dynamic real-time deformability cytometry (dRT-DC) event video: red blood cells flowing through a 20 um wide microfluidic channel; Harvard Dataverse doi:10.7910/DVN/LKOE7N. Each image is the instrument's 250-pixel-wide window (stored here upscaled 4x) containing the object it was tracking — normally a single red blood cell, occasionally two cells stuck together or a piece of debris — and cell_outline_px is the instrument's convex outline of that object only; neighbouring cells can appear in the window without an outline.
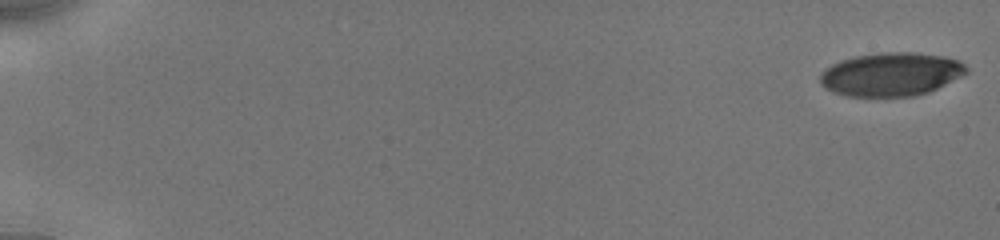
{"species": "human", "species_latin": "Homo sapiens", "temperature_condition": "cold", "stored_images_in_passage": 52, "camera_frame_rate_fps": 3000, "um_per_image_px": 0.085, "donor": {"sex": "male"}, "frame": {"image": 1, "passage_image": 1, "time_ms": 0.0, "image_size_px": [1000, 240], "cell_outline_px": [[968, 72], [928, 92], [912, 96], [848, 96], [824, 88], [820, 84], [820, 72], [832, 64], [840, 60], [856, 56], [884, 52], [912, 52], [944, 56], [960, 60], [968, 68]], "centroid_in_image_um": [75.72, 6.3], "position_along_channel_um": 9.3, "area_um2": 36.88}}
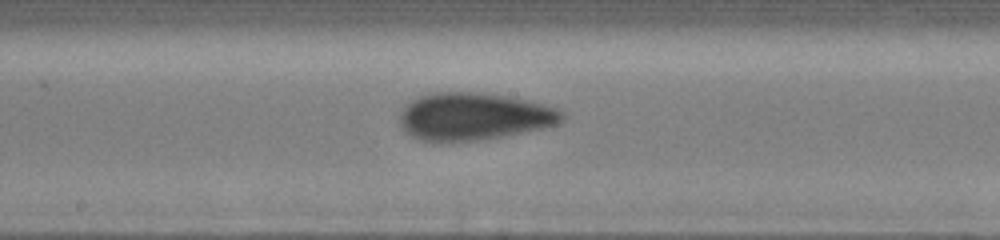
{"frame": {"image": 2, "passage_image": 30, "time_ms": 10.0, "image_size_px": [1000, 240], "cell_outline_px": [[564, 116], [560, 124], [548, 128], [504, 136], [476, 140], [432, 144], [420, 140], [412, 136], [400, 124], [400, 116], [404, 108], [412, 100], [420, 96], [432, 92], [476, 92], [504, 96], [544, 104], [560, 108], [564, 112]], "centroid_in_image_um": [40.31, 9.93], "position_along_channel_um": 207.9, "area_um2": 45.32}}
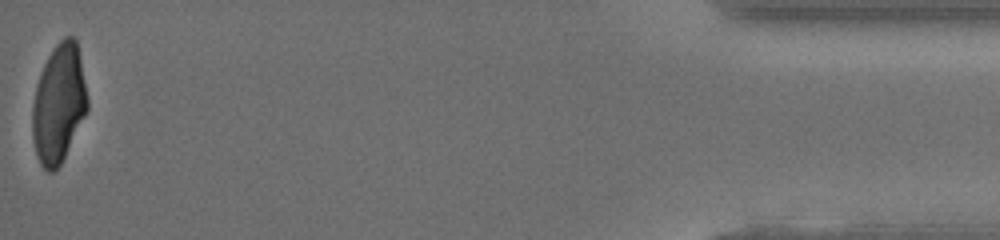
{"frame": {"image": 3, "passage_image": 52, "time_ms": 17.667, "image_size_px": [1000, 240], "cell_outline_px": [[88, 108], [60, 164], [52, 172], [48, 172], [40, 164], [36, 156], [32, 136], [32, 108], [36, 88], [40, 72], [52, 48], [64, 36], [72, 36], [76, 40], [88, 100]], "centroid_in_image_um": [4.97, 8.8], "position_along_channel_um": 430.2, "area_um2": 37.51}, "authors_computed_cell_mechanics": {"area_um2": 41.4137, "velocity_mm_per_s": 3.925, "shape_relaxation_time_tau1_ms": 4.282, "shape_relaxation_time_tau2_ms": 1.2697, "deformation_change_tau1": 0.1529, "deformation_change_tau2": 0.0685}}